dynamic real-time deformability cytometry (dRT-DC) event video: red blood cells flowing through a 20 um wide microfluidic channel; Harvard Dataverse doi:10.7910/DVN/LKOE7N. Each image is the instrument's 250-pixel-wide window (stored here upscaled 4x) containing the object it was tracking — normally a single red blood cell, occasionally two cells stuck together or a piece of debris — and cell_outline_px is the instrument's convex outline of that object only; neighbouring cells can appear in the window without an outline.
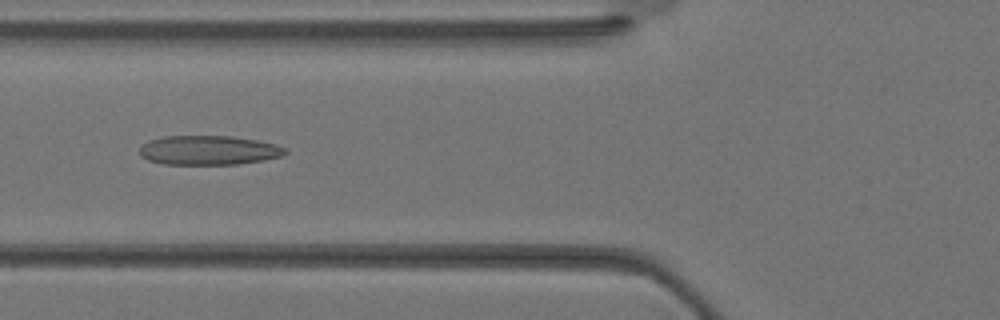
{"species": "Egyptian fruit bat (a non-hibernating species)", "species_latin": "Rousettus aegyptiacus", "temperature_condition": "warm", "stored_images_in_passage": 36, "segment_of_instrument_passage": [1, 2], "camera_frame_rate_fps": 3000, "um_per_image_px": 0.085, "animal": {"sex": "female"}, "frame": {"image": 1, "passage_image": 13, "time_ms": 4.0, "image_size_px": [1000, 320], "cell_outline_px": [[288, 152], [284, 156], [264, 160], [236, 164], [164, 164], [148, 160], [140, 156], [140, 148], [148, 140], [160, 136], [232, 136], [256, 140], [276, 144], [288, 148]], "centroid_in_image_um": [17.76, 12.76], "position_along_channel_um": 108.0, "area_um2": 25.09}}
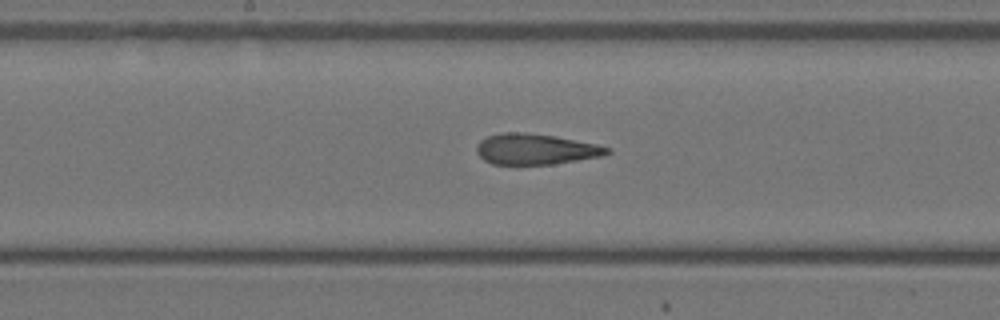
{"frame": {"image": 2, "passage_image": 18, "time_ms": 5.667, "image_size_px": [1000, 320], "cell_outline_px": [[612, 152], [600, 156], [552, 164], [492, 164], [484, 160], [476, 152], [476, 144], [480, 140], [488, 136], [504, 132], [524, 132], [556, 136], [596, 144], [608, 148]], "centroid_in_image_um": [45.48, 12.67], "position_along_channel_um": 202.7, "area_um2": 23.24}}
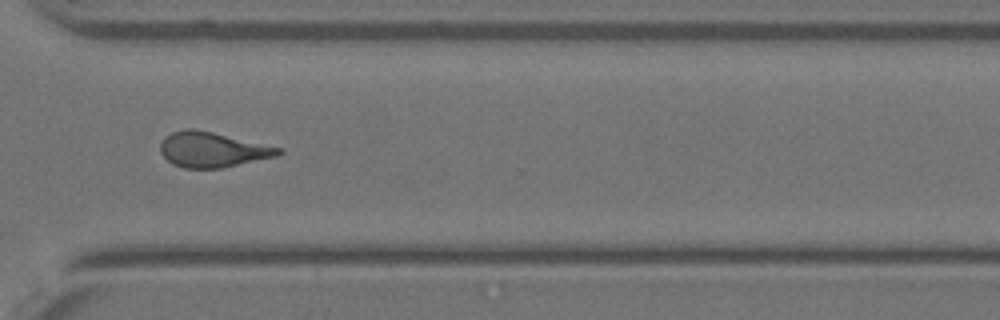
{"frame": {"image": 3, "passage_image": 26, "time_ms": 8.333, "image_size_px": [1000, 320], "cell_outline_px": [[284, 152], [276, 156], [220, 168], [184, 168], [172, 164], [160, 152], [160, 144], [164, 136], [172, 132], [184, 128], [192, 128], [212, 132], [284, 148]], "centroid_in_image_um": [18.04, 12.71], "position_along_channel_um": 352.6, "area_um2": 24.16}}